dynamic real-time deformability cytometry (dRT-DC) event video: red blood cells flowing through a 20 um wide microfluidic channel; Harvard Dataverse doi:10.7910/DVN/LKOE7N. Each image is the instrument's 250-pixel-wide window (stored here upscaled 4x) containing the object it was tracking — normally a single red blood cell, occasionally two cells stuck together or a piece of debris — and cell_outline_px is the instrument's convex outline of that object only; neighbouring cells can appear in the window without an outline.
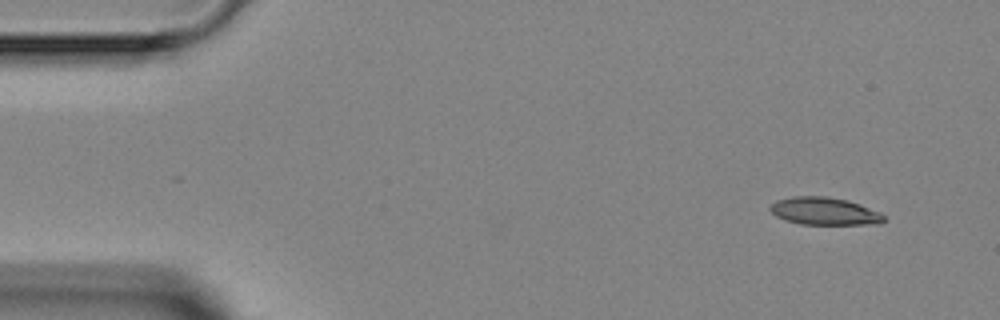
{"species": "Egyptian fruit bat (a non-hibernating species)", "species_latin": "Rousettus aegyptiacus", "temperature_condition": "room temperature", "stored_images_in_passage": 4, "camera_frame_rate_fps": 3000, "um_per_image_px": 0.085, "animal": {"sex": "female"}, "frame": {"image": 1, "passage_image": 1, "time_ms": 0.0, "image_size_px": [1000, 320], "cell_outline_px": [[888, 220], [880, 224], [800, 224], [784, 220], [776, 216], [768, 208], [776, 200], [792, 196], [824, 196], [848, 200], [860, 204], [880, 212]], "centroid_in_image_um": [70.09, 17.95], "position_along_channel_um": 14.9, "area_um2": 18.44}}